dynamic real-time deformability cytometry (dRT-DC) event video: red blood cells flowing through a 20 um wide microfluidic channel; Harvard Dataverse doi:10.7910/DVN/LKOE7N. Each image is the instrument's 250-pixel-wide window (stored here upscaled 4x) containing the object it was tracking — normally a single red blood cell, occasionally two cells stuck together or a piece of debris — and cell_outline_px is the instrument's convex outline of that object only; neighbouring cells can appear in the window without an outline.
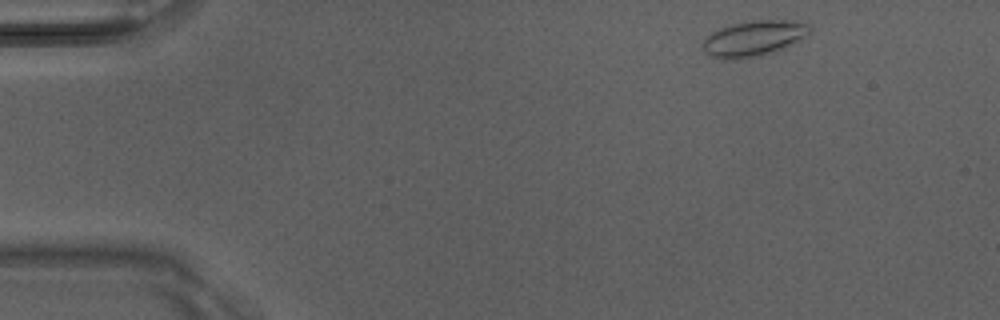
{"species": "Egyptian fruit bat (a non-hibernating species)", "species_latin": "Rousettus aegyptiacus", "temperature_condition": "room temperature", "stored_images_in_passage": 4, "camera_frame_rate_fps": 3000, "um_per_image_px": 0.085, "animal": {"sex": "male"}, "frame": {"image": 1, "passage_image": 1, "time_ms": 0.0, "image_size_px": [1000, 320], "cell_outline_px": [[812, 32], [808, 36], [776, 52], [732, 60], [720, 60], [704, 52], [704, 40], [712, 32], [720, 28], [732, 24], [752, 20], [792, 20], [812, 24]], "centroid_in_image_um": [64.14, 3.26], "position_along_channel_um": 20.9, "area_um2": 22.43}}